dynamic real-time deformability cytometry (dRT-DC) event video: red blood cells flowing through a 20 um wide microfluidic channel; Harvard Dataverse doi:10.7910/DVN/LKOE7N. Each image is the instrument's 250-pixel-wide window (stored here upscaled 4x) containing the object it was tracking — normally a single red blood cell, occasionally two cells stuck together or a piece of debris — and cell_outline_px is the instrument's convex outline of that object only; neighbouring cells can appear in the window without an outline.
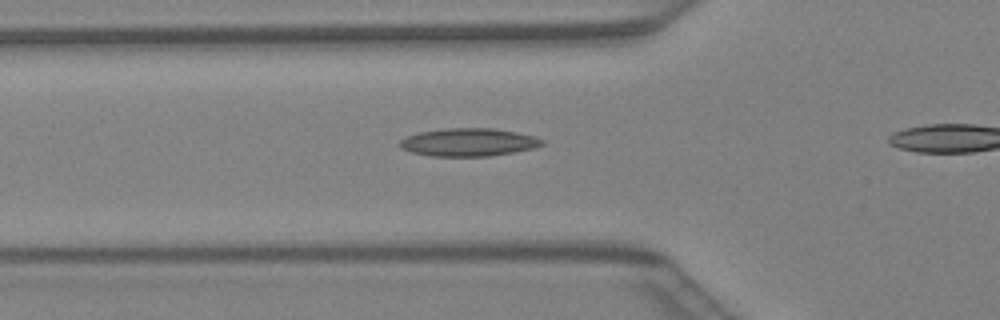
{"species": "Egyptian fruit bat (a non-hibernating species)", "species_latin": "Rousettus aegyptiacus", "temperature_condition": "warm", "stored_images_in_passage": 21, "camera_frame_rate_fps": 3000, "um_per_image_px": 0.085, "animal": {"sex": "female"}, "frame": {"image": 1, "passage_image": 2, "time_ms": 0.333, "image_size_px": [1000, 320], "cell_outline_px": [[544, 144], [536, 148], [488, 156], [432, 156], [412, 152], [400, 148], [400, 140], [408, 136], [420, 132], [448, 128], [492, 128], [516, 132], [532, 136], [544, 140]], "centroid_in_image_um": [39.84, 12.09], "position_along_channel_um": 86.0, "area_um2": 22.95}}
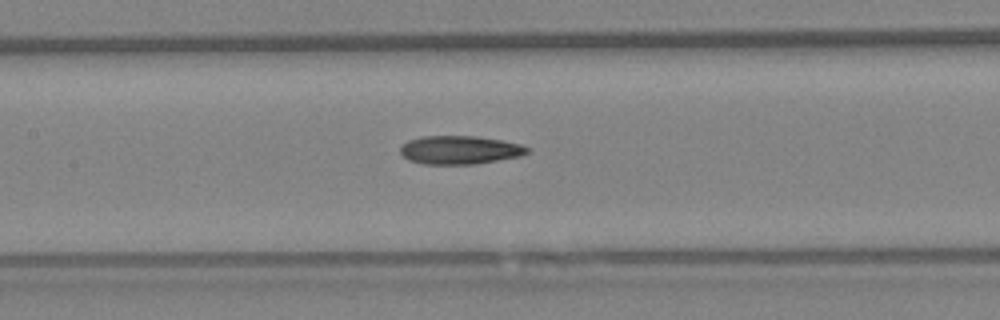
{"frame": {"image": 2, "passage_image": 7, "time_ms": 2.0, "image_size_px": [1000, 320], "cell_outline_px": [[528, 152], [520, 156], [472, 164], [424, 164], [408, 160], [400, 152], [400, 148], [408, 140], [420, 136], [476, 136], [504, 140], [520, 144], [528, 148]], "centroid_in_image_um": [39.06, 12.73], "position_along_channel_um": 168.3, "area_um2": 20.92}}
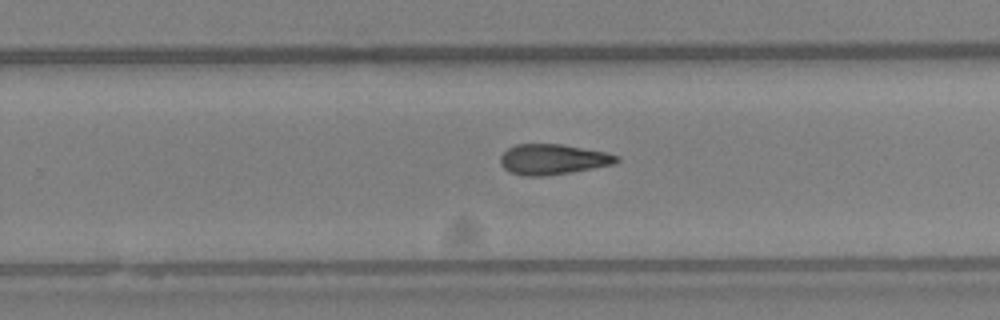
{"frame": {"image": 3, "passage_image": 14, "time_ms": 4.333, "image_size_px": [1000, 320], "cell_outline_px": [[620, 160], [612, 164], [572, 172], [544, 176], [524, 176], [508, 172], [500, 164], [500, 156], [508, 148], [516, 144], [560, 144], [604, 152], [620, 156]], "centroid_in_image_um": [46.95, 13.55], "position_along_channel_um": 282.9, "area_um2": 20.52}}